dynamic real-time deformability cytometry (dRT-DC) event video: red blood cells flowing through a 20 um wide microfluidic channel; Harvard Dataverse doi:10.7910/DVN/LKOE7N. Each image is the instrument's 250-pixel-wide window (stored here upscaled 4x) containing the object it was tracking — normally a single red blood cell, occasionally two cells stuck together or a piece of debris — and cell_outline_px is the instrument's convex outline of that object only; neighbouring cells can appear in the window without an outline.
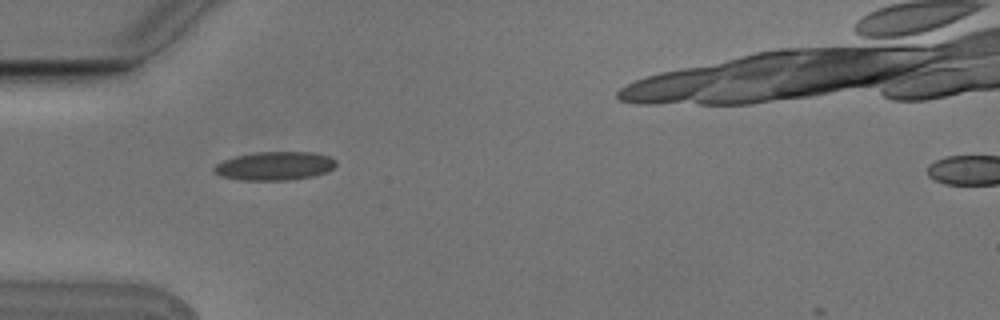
{"species": "Egyptian fruit bat (a non-hibernating species)", "species_latin": "Rousettus aegyptiacus", "temperature_condition": "cold", "stored_images_in_passage": 3, "camera_frame_rate_fps": 3000, "um_per_image_px": 0.085, "animal": {"sex": "male"}, "frame": {"image": 1, "passage_image": 2, "time_ms": 0.333, "image_size_px": [1000, 320], "cell_outline_px": [[336, 164], [332, 168], [324, 172], [312, 176], [288, 180], [244, 180], [220, 176], [212, 168], [216, 164], [224, 160], [236, 156], [256, 152], [312, 152], [328, 156], [336, 160]], "centroid_in_image_um": [23.33, 14.1], "position_along_channel_um": 61.7, "area_um2": 20.06}}